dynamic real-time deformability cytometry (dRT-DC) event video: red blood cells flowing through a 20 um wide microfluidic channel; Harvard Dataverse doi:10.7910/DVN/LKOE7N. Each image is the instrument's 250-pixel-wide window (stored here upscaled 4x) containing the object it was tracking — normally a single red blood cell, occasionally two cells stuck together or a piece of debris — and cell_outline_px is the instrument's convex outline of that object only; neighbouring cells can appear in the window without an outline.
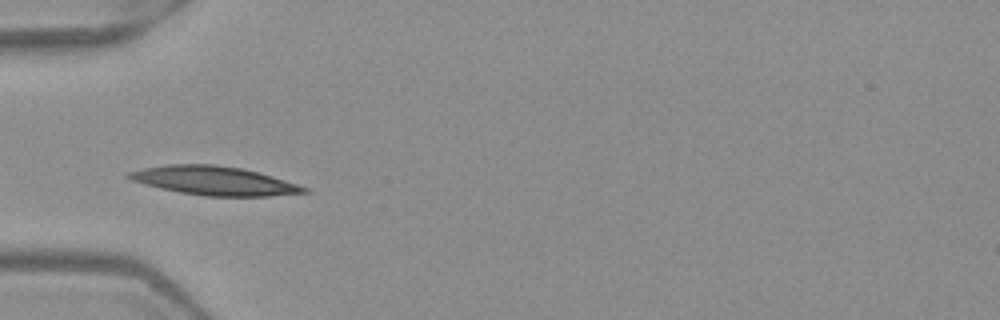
{"species": "Egyptian fruit bat (a non-hibernating species)", "species_latin": "Rousettus aegyptiacus", "temperature_condition": "warm", "stored_images_in_passage": 6, "camera_frame_rate_fps": 3000, "um_per_image_px": 0.085, "frame": {"image": 1, "passage_image": 4, "time_ms": 1.0, "image_size_px": [1000, 320], "cell_outline_px": [[312, 192], [268, 196], [204, 196], [180, 192], [160, 188], [144, 184], [132, 180], [124, 176], [124, 172], [144, 168], [168, 164], [216, 164], [240, 168], [272, 176], [308, 188]], "centroid_in_image_um": [18.16, 15.36], "position_along_channel_um": 66.8, "area_um2": 29.36}}
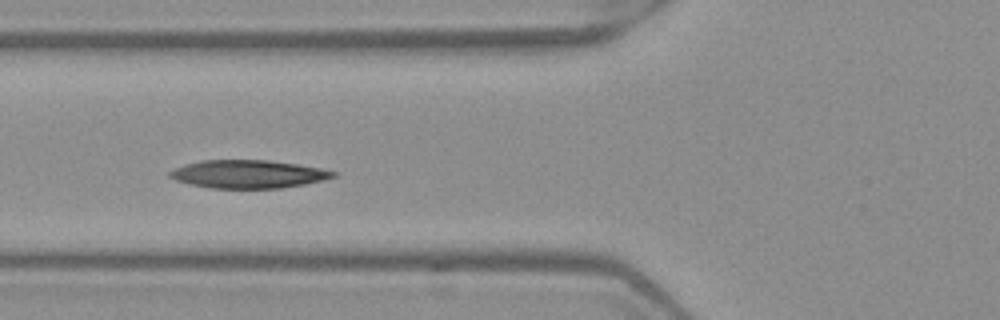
{"frame": {"image": 2, "passage_image": 5, "time_ms": 1.333, "image_size_px": [1000, 320], "cell_outline_px": [[340, 172], [336, 176], [304, 184], [280, 188], [208, 188], [188, 184], [176, 180], [168, 176], [168, 172], [184, 164], [200, 160], [268, 160], [296, 164], [320, 168]], "centroid_in_image_um": [21.06, 14.8], "position_along_channel_um": 104.7, "area_um2": 26.76}}
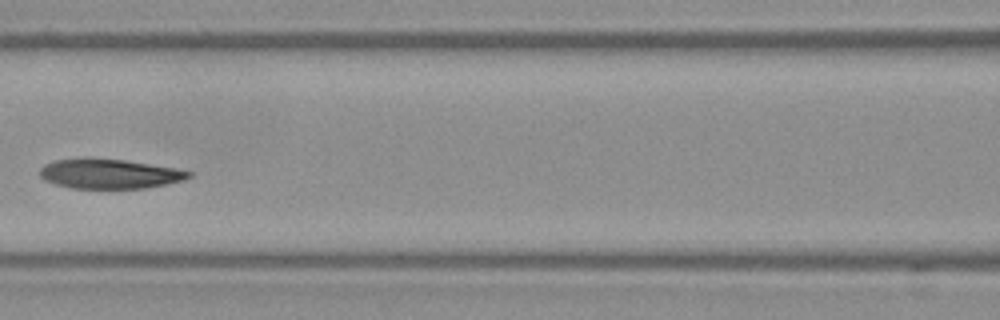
{"frame": {"image": 3, "passage_image": 6, "time_ms": 1.667, "image_size_px": [1000, 320], "cell_outline_px": [[192, 176], [184, 180], [168, 184], [144, 188], [72, 188], [56, 184], [44, 180], [40, 176], [40, 168], [44, 164], [56, 160], [84, 156], [88, 156], [124, 160], [176, 168], [192, 172]], "centroid_in_image_um": [9.28, 14.75], "position_along_channel_um": 157.3, "area_um2": 26.13}}